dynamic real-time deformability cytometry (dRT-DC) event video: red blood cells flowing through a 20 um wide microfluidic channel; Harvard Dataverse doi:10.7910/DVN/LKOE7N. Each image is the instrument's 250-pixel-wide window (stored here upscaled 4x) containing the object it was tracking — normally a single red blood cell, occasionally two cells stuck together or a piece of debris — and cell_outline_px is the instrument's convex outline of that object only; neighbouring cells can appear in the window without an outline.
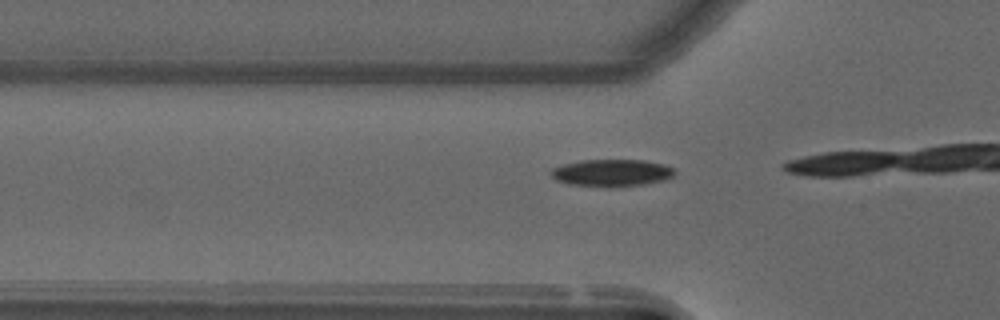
{"species": "common noctule bat (a hibernating species)", "species_latin": "Nyctalus noctula", "temperature_condition": "warm", "stored_images_in_passage": 9, "camera_frame_rate_fps": 3000, "um_per_image_px": 0.085, "animal": {"sex": "male", "forearm_length_mm": 52.5}, "frame": {"image": 1, "passage_image": 7, "time_ms": 2.0, "image_size_px": [1000, 320], "cell_outline_px": [[676, 172], [672, 176], [664, 180], [644, 184], [616, 188], [608, 188], [568, 184], [556, 180], [548, 172], [552, 168], [560, 164], [580, 160], [644, 160], [664, 164], [676, 168]], "centroid_in_image_um": [51.97, 14.7], "position_along_channel_um": 73.8, "area_um2": 20.11}}